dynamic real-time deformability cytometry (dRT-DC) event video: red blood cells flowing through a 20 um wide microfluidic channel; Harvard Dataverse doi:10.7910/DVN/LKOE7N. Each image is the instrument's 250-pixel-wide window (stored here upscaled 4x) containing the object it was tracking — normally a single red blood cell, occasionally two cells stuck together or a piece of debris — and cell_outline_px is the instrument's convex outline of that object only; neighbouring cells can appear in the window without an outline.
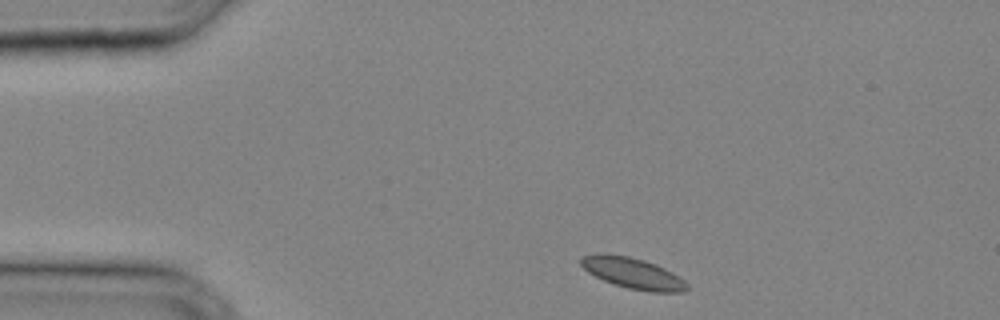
{"species": "common noctule bat (a hibernating species)", "species_latin": "Nyctalus noctula", "temperature_condition": "cold", "stored_images_in_passage": 29, "camera_frame_rate_fps": 3000, "um_per_image_px": 0.085, "animal": {"sex": "male", "body_mass_g": 20.4}, "frame": {"image": 1, "passage_image": 1, "time_ms": 0.0, "image_size_px": [1000, 320], "cell_outline_px": [[688, 288], [684, 292], [652, 292], [628, 288], [612, 284], [588, 272], [580, 264], [580, 256], [600, 252], [604, 252], [628, 256], [644, 260], [656, 264], [672, 272], [684, 280], [688, 284]], "centroid_in_image_um": [53.76, 23.2], "position_along_channel_um": 31.2, "area_um2": 19.31}}
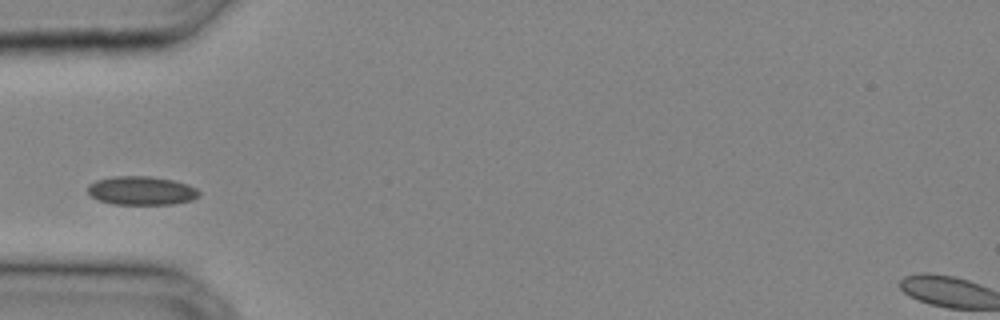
{"frame": {"image": 2, "passage_image": 6, "time_ms": 1.667, "image_size_px": [1000, 320], "cell_outline_px": [[200, 196], [192, 200], [172, 204], [112, 204], [100, 200], [92, 196], [88, 192], [88, 184], [96, 180], [112, 176], [148, 176], [172, 180], [188, 184], [196, 188], [200, 192]], "centroid_in_image_um": [12.03, 16.2], "position_along_channel_um": 73.0, "area_um2": 18.61}}
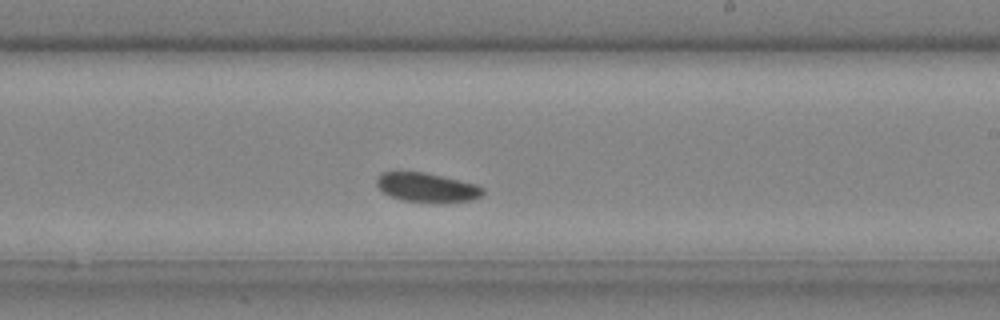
{"frame": {"image": 3, "passage_image": 16, "time_ms": 5.0, "image_size_px": [1000, 320], "cell_outline_px": [[484, 192], [480, 196], [472, 200], [444, 204], [404, 200], [392, 196], [384, 192], [376, 184], [376, 180], [384, 172], [424, 172], [444, 176], [476, 184], [484, 188]], "centroid_in_image_um": [36.36, 15.95], "position_along_channel_um": 252.6, "area_um2": 18.15}}